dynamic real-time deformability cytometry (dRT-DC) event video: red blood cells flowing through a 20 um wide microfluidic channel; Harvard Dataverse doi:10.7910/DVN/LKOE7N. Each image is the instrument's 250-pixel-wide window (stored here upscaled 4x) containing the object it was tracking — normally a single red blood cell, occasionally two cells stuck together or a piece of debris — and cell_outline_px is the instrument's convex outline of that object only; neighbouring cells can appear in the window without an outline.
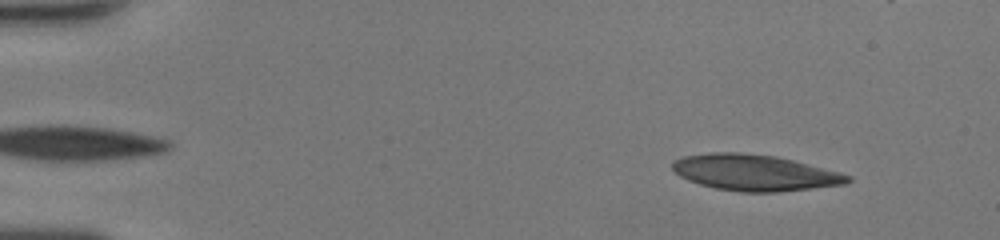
{"species": "human", "species_latin": "Homo sapiens", "temperature_condition": "room temperature", "stored_images_in_passage": 51, "camera_frame_rate_fps": 3000, "um_per_image_px": 0.085, "donor": {"sex": "female"}, "frame": {"image": 1, "passage_image": 6, "time_ms": 1.667, "image_size_px": [1000, 240], "cell_outline_px": [[852, 180], [844, 184], [812, 188], [776, 192], [740, 192], [716, 188], [700, 184], [688, 180], [680, 176], [672, 168], [672, 160], [684, 156], [708, 152], [740, 152], [776, 156], [840, 172], [852, 176]], "centroid_in_image_um": [64.13, 14.67], "position_along_channel_um": 20.9, "area_um2": 36.82}}
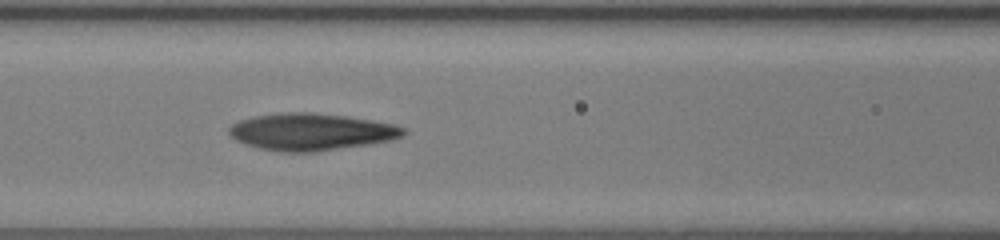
{"frame": {"image": 2, "passage_image": 23, "time_ms": 7.333, "image_size_px": [1000, 240], "cell_outline_px": [[408, 132], [404, 136], [392, 140], [368, 144], [316, 152], [284, 152], [260, 148], [244, 144], [236, 140], [228, 132], [228, 128], [232, 124], [240, 120], [256, 116], [280, 112], [312, 112], [344, 116], [372, 120], [396, 124], [404, 128]], "centroid_in_image_um": [26.47, 11.2], "position_along_channel_um": 140.1, "area_um2": 37.74}}
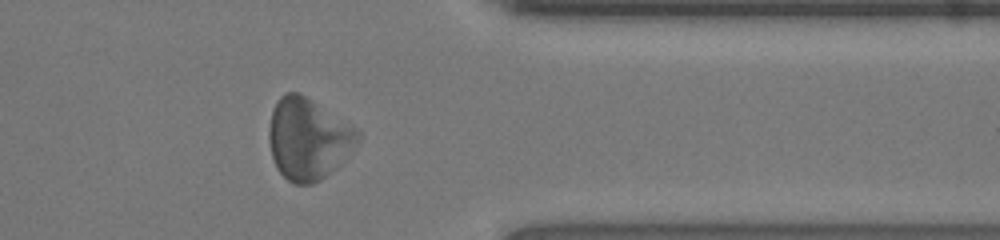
{"frame": {"image": 3, "passage_image": 41, "time_ms": 13.333, "image_size_px": [1000, 240], "cell_outline_px": [[360, 140], [320, 180], [312, 184], [292, 184], [276, 168], [272, 156], [268, 140], [268, 128], [272, 112], [276, 100], [280, 96], [288, 92], [300, 92], [360, 132]], "centroid_in_image_um": [26.11, 11.79], "position_along_channel_um": 385.3, "area_um2": 41.33}, "authors_computed_cell_mechanics": {"area_um2": 37.4544, "velocity_mm_per_s": 4.224, "shape_relaxation_time_tau1_ms": 5.4119, "shape_relaxation_time_tau2_ms": 2.49, "deformation_change_tau1": 0.1753, "deformation_change_tau2": 0.1184}}